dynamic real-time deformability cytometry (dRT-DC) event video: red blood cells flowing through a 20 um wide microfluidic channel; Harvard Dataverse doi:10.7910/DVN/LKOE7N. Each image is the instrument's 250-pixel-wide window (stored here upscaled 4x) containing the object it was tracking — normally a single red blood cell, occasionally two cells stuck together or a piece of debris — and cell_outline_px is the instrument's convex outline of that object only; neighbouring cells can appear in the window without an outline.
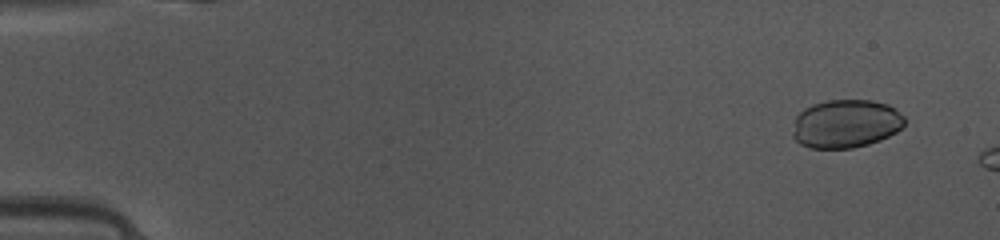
{"species": "common noctule bat (a hibernating species)", "species_latin": "Nyctalus noctula", "temperature_condition": "warm", "stored_images_in_passage": 8, "camera_frame_rate_fps": 3000, "um_per_image_px": 0.085, "animal": {"sex": "female", "body_mass_g": 10.0, "forearm_length_mm": 53.1}, "frame": {"image": 1, "passage_image": 4, "time_ms": 1.0, "image_size_px": [1000, 240], "cell_outline_px": [[904, 124], [896, 132], [880, 140], [868, 144], [852, 148], [812, 148], [800, 144], [792, 136], [792, 132], [796, 116], [804, 108], [812, 104], [828, 100], [872, 100], [888, 104], [904, 116]], "centroid_in_image_um": [71.88, 10.51], "position_along_channel_um": 13.1, "area_um2": 31.56}}